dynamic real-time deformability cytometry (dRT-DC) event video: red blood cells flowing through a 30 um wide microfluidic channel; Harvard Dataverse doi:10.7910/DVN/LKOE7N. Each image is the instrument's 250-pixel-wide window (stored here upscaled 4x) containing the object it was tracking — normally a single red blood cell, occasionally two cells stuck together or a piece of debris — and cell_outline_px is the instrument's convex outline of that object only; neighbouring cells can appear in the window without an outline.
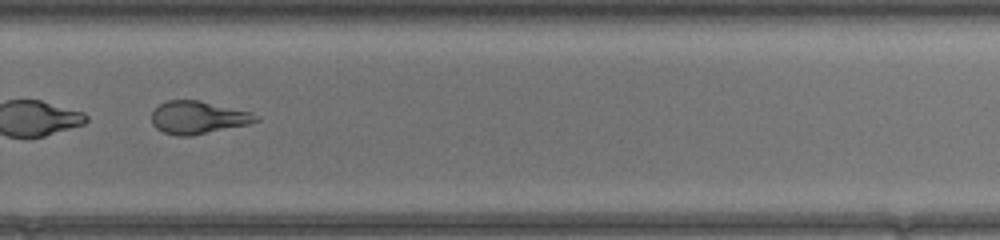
{"species": "common noctule bat (a hibernating species)", "species_latin": "Nyctalus noctula", "temperature_condition": "warm", "stored_images_in_passage": 45, "camera_frame_rate_fps": 3000, "um_per_image_px": 0.085, "animal": {"sex": "female", "body_mass_g": 17.0, "forearm_length_mm": 48.0}, "frame": {"image": 1, "passage_image": 32, "time_ms": 10.333, "image_size_px": [1000, 240], "cell_outline_px": [[260, 120], [248, 124], [192, 136], [180, 136], [164, 132], [156, 128], [152, 124], [152, 112], [160, 104], [168, 100], [200, 100], [252, 112], [260, 116]], "centroid_in_image_um": [16.86, 9.98], "position_along_channel_um": 312.9, "area_um2": 19.94}}